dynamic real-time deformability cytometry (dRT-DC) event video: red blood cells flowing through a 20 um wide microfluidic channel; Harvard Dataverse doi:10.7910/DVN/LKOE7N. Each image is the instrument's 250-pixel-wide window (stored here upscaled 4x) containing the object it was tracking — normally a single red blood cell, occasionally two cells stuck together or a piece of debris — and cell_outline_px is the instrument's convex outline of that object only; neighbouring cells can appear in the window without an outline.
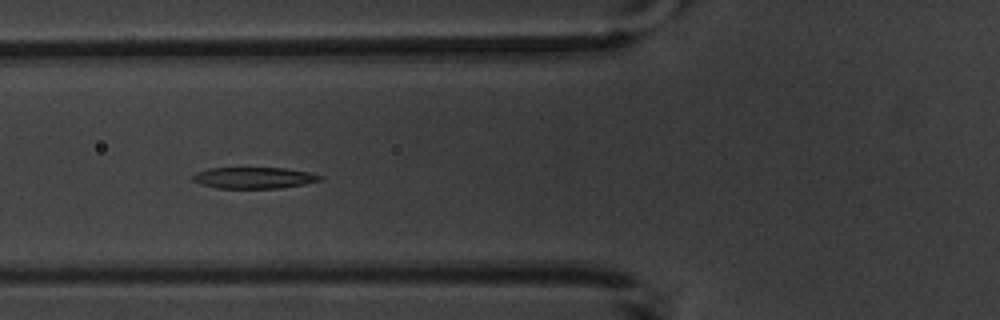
{"species": "common noctule bat (a hibernating species)", "species_latin": "Nyctalus noctula", "temperature_condition": "warm", "stored_images_in_passage": 7, "camera_frame_rate_fps": 3000, "um_per_image_px": 0.085, "animal": {"sex": "male", "body_mass_g": 20.1, "forearm_length_mm": 53.5}, "frame": {"image": 1, "passage_image": 6, "time_ms": 6.0, "image_size_px": [1000, 320], "cell_outline_px": [[324, 176], [320, 180], [304, 184], [280, 188], [216, 188], [200, 184], [192, 180], [192, 176], [196, 172], [208, 168], [284, 168], [312, 172]], "centroid_in_image_um": [21.59, 15.11], "position_along_channel_um": 104.2, "area_um2": 15.9}}
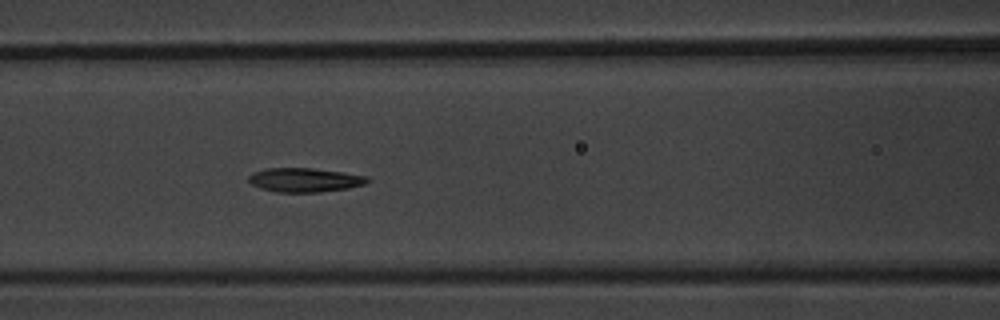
{"frame": {"image": 2, "passage_image": 7, "time_ms": 7.0, "image_size_px": [1000, 320], "cell_outline_px": [[368, 180], [364, 184], [348, 188], [320, 192], [276, 192], [260, 188], [252, 184], [248, 180], [248, 176], [252, 172], [264, 168], [312, 168], [368, 176]], "centroid_in_image_um": [25.84, 15.29], "position_along_channel_um": 140.8, "area_um2": 16.59}}